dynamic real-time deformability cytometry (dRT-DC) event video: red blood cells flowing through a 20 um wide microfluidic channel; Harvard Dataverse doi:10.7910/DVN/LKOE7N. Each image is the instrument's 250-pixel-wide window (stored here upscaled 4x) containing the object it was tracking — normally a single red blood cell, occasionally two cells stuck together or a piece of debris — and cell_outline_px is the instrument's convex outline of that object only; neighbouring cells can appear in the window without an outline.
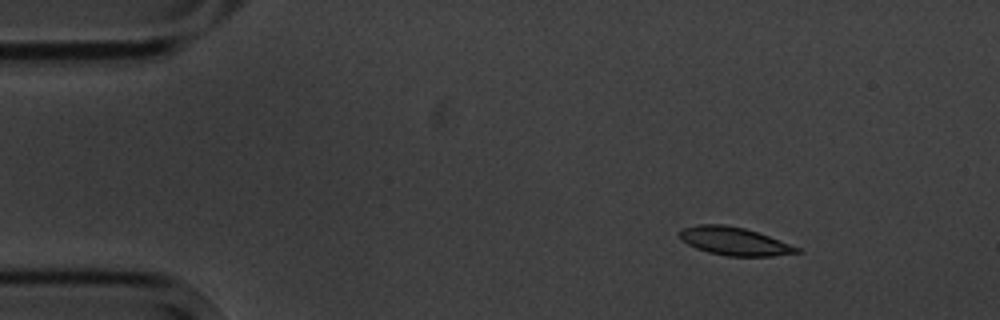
{"species": "common noctule bat (a hibernating species)", "species_latin": "Nyctalus noctula", "temperature_condition": "cold", "stored_images_in_passage": 4, "camera_frame_rate_fps": 3000, "um_per_image_px": 0.085, "animal": {"sex": "male", "body_mass_g": 20.1, "forearm_length_mm": 53.5}, "frame": {"image": 1, "passage_image": 1, "time_ms": 0.0, "image_size_px": [1000, 320], "cell_outline_px": [[804, 252], [772, 256], [728, 256], [708, 252], [696, 248], [680, 240], [680, 228], [700, 224], [724, 224], [744, 228], [768, 236], [800, 248]], "centroid_in_image_um": [62.4, 20.5], "position_along_channel_um": 22.6, "area_um2": 19.13}}
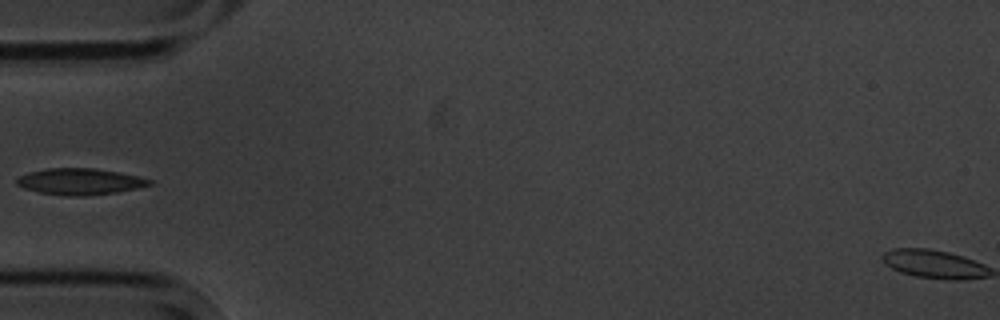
{"frame": {"image": 2, "passage_image": 4, "time_ms": 3.667, "image_size_px": [1000, 320], "cell_outline_px": [[152, 184], [136, 188], [116, 192], [84, 196], [68, 196], [40, 192], [24, 188], [16, 184], [16, 180], [20, 176], [28, 172], [48, 168], [96, 168], [120, 172], [152, 180]], "centroid_in_image_um": [6.78, 15.42], "position_along_channel_um": 78.2, "area_um2": 20.23}}